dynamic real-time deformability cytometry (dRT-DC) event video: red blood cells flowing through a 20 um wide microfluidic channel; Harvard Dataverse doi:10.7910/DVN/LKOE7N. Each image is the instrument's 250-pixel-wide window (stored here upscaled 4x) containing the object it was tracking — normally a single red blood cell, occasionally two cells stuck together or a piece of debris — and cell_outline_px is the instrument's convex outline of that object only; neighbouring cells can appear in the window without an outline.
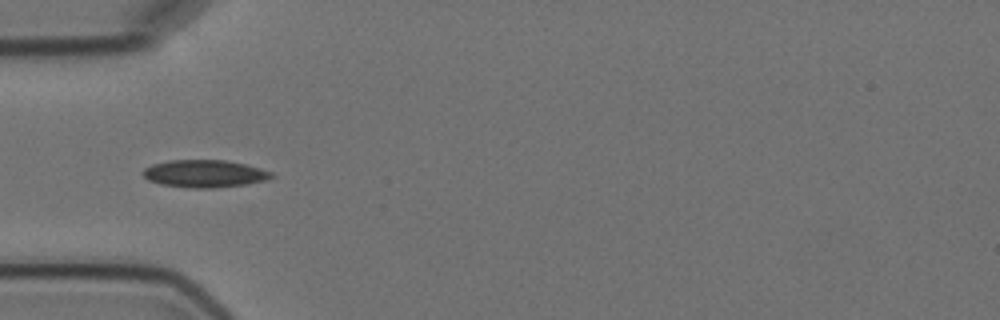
{"species": "Egyptian fruit bat (a non-hibernating species)", "species_latin": "Rousettus aegyptiacus", "temperature_condition": "cold", "stored_images_in_passage": 2, "camera_frame_rate_fps": 3000, "um_per_image_px": 0.085, "animal": {"sex": "female"}, "frame": {"image": 1, "passage_image": 1, "time_ms": 0.0, "image_size_px": [1000, 320], "cell_outline_px": [[276, 176], [268, 180], [248, 184], [216, 188], [192, 188], [160, 184], [148, 180], [140, 172], [144, 168], [152, 164], [168, 160], [224, 160], [244, 164], [260, 168], [272, 172]], "centroid_in_image_um": [17.39, 14.76], "position_along_channel_um": 67.6, "area_um2": 20.81}}
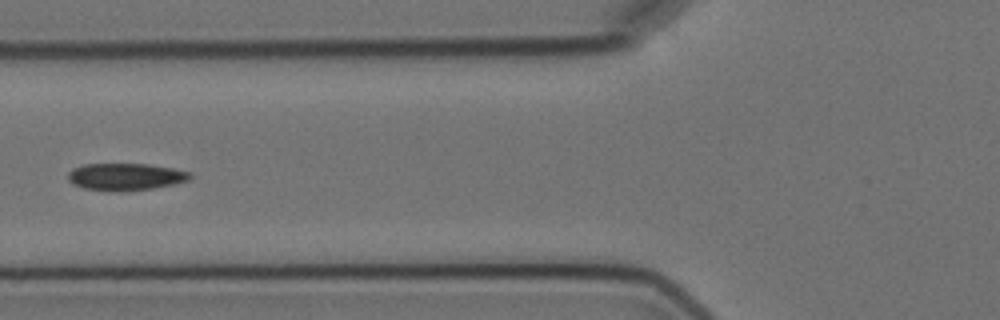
{"frame": {"image": 2, "passage_image": 2, "time_ms": 1.333, "image_size_px": [1000, 320], "cell_outline_px": [[192, 176], [188, 180], [172, 184], [152, 188], [120, 192], [112, 192], [84, 188], [72, 184], [68, 180], [68, 172], [72, 168], [84, 164], [148, 164], [172, 168], [192, 172]], "centroid_in_image_um": [10.63, 15.03], "position_along_channel_um": 115.2, "area_um2": 19.42}}